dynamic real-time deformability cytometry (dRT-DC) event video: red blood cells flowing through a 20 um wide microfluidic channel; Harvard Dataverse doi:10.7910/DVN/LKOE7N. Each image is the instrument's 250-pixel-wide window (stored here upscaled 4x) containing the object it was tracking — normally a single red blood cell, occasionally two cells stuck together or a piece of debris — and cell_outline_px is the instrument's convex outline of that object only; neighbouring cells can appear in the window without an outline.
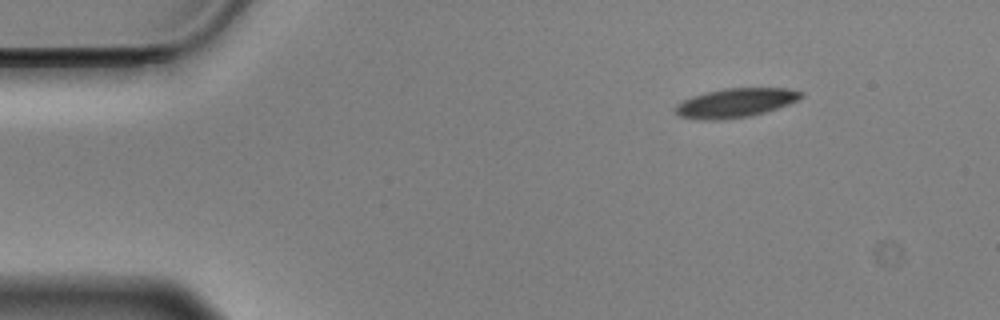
{"species": "Egyptian fruit bat (a non-hibernating species)", "species_latin": "Rousettus aegyptiacus", "temperature_condition": "cold", "stored_images_in_passage": 50, "camera_frame_rate_fps": 3000, "um_per_image_px": 0.085, "animal": {"sex": "male"}, "frame": {"image": 1, "passage_image": 1, "time_ms": 0.0, "image_size_px": [1000, 320], "cell_outline_px": [[804, 96], [800, 100], [752, 116], [724, 120], [696, 120], [680, 116], [672, 108], [676, 104], [692, 96], [724, 88], [788, 88], [804, 92]], "centroid_in_image_um": [62.52, 8.75], "position_along_channel_um": 22.5, "area_um2": 21.56}}
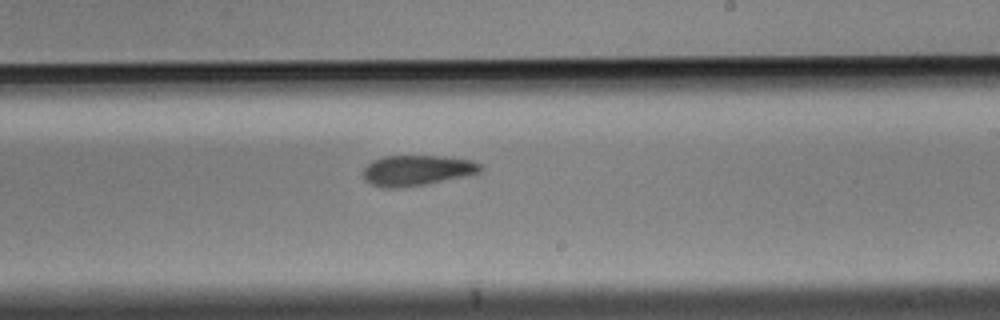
{"frame": {"image": 2, "passage_image": 27, "time_ms": 8.667, "image_size_px": [1000, 320], "cell_outline_px": [[484, 168], [480, 172], [464, 176], [428, 184], [396, 188], [388, 188], [372, 184], [364, 180], [364, 168], [372, 160], [384, 156], [444, 156], [472, 160], [484, 164]], "centroid_in_image_um": [35.48, 14.47], "position_along_channel_um": 253.5, "area_um2": 20.92}}
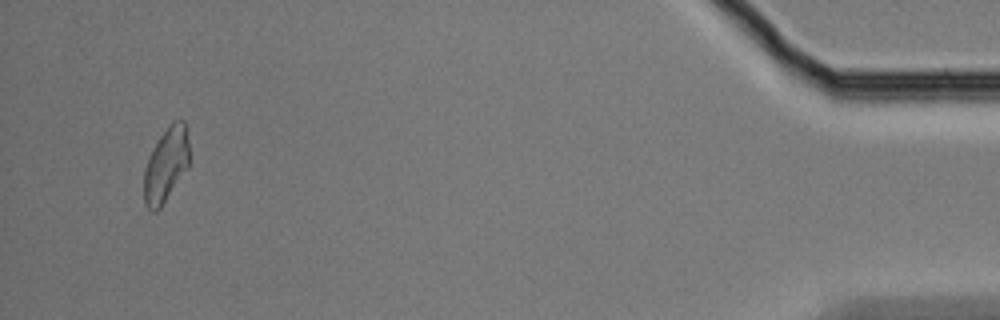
{"frame": {"image": 3, "passage_image": 48, "time_ms": 15.667, "image_size_px": [1000, 320], "cell_outline_px": [[188, 168], [160, 208], [156, 212], [152, 212], [144, 204], [144, 168], [148, 156], [160, 136], [172, 120], [184, 120], [188, 128]], "centroid_in_image_um": [14.11, 13.99], "position_along_channel_um": 421.1, "area_um2": 19.83}, "authors_computed_cell_mechanics": {"area_um2": 21.2704, "velocity_mm_per_s": 3.5174, "shape_relaxation_time_tau1_ms": 7.8174, "shape_relaxation_time_tau2_ms": 8.139, "deformation_change_tau1": 0.1721, "deformation_change_tau2": 0.1718}}